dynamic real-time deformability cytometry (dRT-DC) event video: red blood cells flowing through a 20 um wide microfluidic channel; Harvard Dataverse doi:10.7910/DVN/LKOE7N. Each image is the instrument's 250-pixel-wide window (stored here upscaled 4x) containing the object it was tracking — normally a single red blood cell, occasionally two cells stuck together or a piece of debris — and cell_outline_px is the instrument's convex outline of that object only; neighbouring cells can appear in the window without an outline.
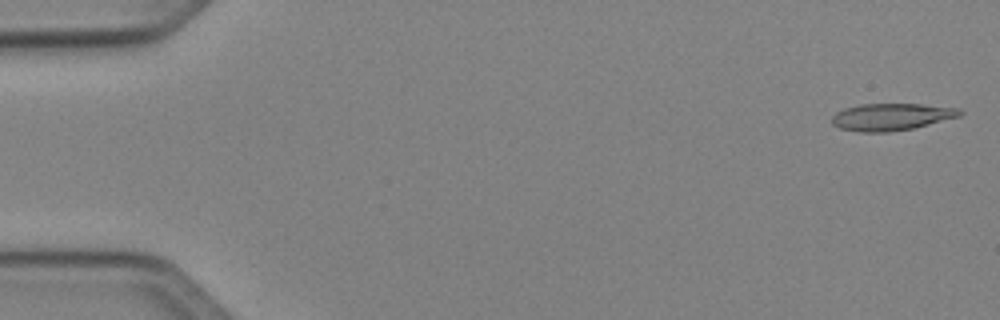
{"species": "Egyptian fruit bat (a non-hibernating species)", "species_latin": "Rousettus aegyptiacus", "temperature_condition": "cold", "stored_images_in_passage": 11, "camera_frame_rate_fps": 3000, "um_per_image_px": 0.085, "animal": {"sex": "female"}, "frame": {"image": 1, "passage_image": 1, "time_ms": 0.0, "image_size_px": [1000, 320], "cell_outline_px": [[964, 112], [960, 116], [912, 128], [888, 132], [860, 132], [840, 128], [832, 124], [832, 116], [836, 112], [844, 108], [860, 104], [920, 104], [960, 108]], "centroid_in_image_um": [75.75, 9.92], "position_along_channel_um": 9.2, "area_um2": 20.11}}